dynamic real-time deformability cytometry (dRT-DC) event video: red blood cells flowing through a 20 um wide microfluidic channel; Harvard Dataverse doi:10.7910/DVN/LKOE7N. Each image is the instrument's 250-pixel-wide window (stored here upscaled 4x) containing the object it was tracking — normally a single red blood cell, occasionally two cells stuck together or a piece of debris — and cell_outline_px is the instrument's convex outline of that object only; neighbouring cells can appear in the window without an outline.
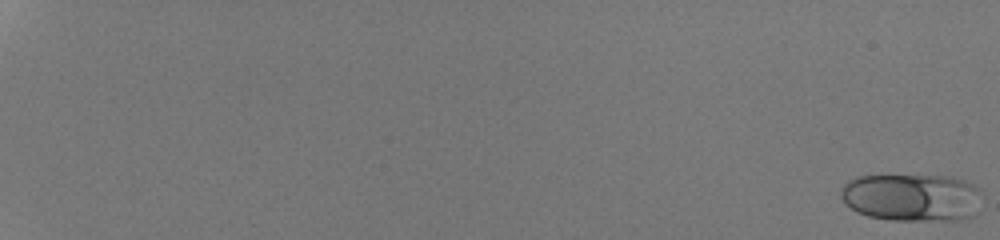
{"species": "human", "species_latin": "Homo sapiens", "temperature_condition": "room temperature", "stored_images_in_passage": 25, "camera_frame_rate_fps": 3000, "um_per_image_px": 0.085, "donor": {"sex": "male"}, "frame": {"image": 1, "passage_image": 1, "time_ms": 0.0, "image_size_px": [1000, 240], "cell_outline_px": [[984, 196], [976, 212], [972, 216], [956, 220], [888, 220], [868, 216], [856, 212], [844, 204], [840, 196], [840, 192], [844, 184], [848, 180], [860, 176], [952, 176], [964, 180], [972, 184]], "centroid_in_image_um": [77.51, 16.79], "position_along_channel_um": 7.5, "area_um2": 39.59}}
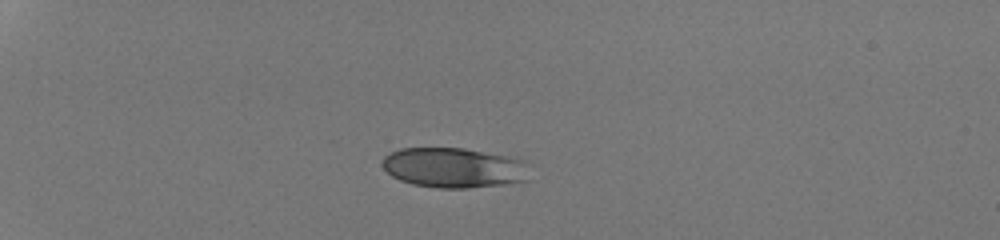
{"frame": {"image": 2, "passage_image": 18, "time_ms": 5.667, "image_size_px": [1000, 240], "cell_outline_px": [[532, 164], [528, 180], [508, 184], [468, 188], [436, 188], [412, 184], [400, 180], [392, 176], [384, 168], [384, 156], [400, 148], [464, 148], [528, 160]], "centroid_in_image_um": [38.69, 14.26], "position_along_channel_um": 46.3, "area_um2": 34.85}}